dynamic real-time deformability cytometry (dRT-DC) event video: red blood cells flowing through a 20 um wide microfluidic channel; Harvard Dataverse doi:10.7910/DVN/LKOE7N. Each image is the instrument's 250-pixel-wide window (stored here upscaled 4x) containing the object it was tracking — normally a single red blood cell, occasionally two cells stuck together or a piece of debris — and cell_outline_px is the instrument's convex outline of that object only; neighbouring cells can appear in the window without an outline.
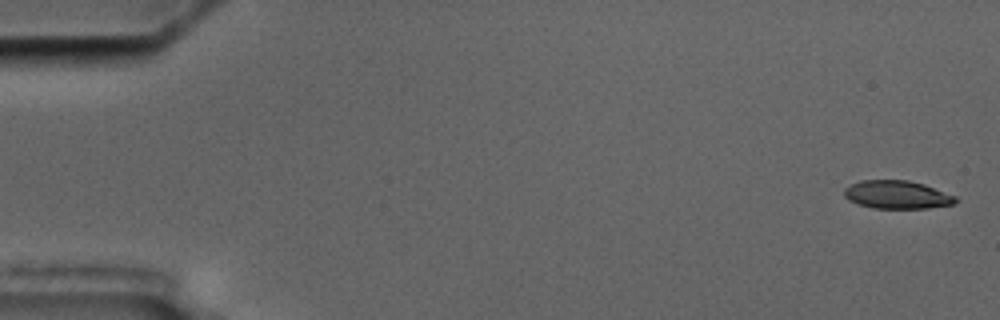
{"species": "common noctule bat (a hibernating species)", "species_latin": "Nyctalus noctula", "temperature_condition": "cold", "stored_images_in_passage": 5, "camera_frame_rate_fps": 3000, "um_per_image_px": 0.085, "animal": {"sex": "male", "body_mass_g": 17.5, "forearm_length_mm": 52.3}, "frame": {"image": 1, "passage_image": 1, "time_ms": 0.0, "image_size_px": [1000, 320], "cell_outline_px": [[960, 200], [952, 204], [928, 208], [876, 208], [860, 204], [848, 200], [844, 196], [844, 188], [860, 180], [908, 180], [924, 184], [956, 196]], "centroid_in_image_um": [76.26, 16.54], "position_along_channel_um": 8.7, "area_um2": 18.21}}
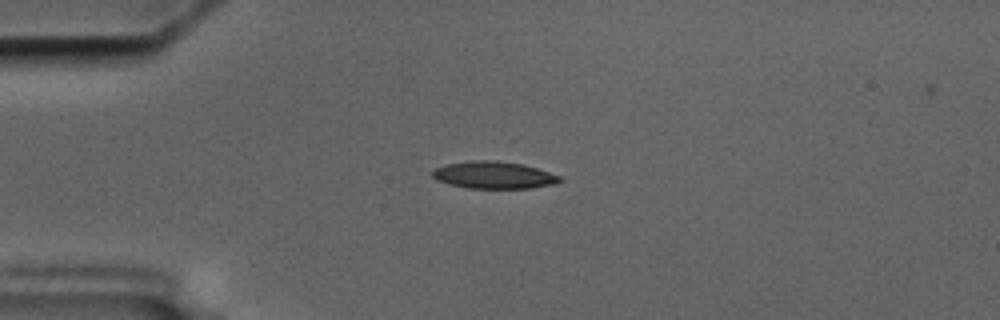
{"frame": {"image": 2, "passage_image": 4, "time_ms": 4.333, "image_size_px": [1000, 320], "cell_outline_px": [[564, 180], [556, 184], [532, 188], [468, 188], [448, 184], [436, 180], [432, 176], [432, 168], [444, 164], [468, 160], [496, 160], [524, 164], [560, 176]], "centroid_in_image_um": [41.94, 14.87], "position_along_channel_um": 43.1, "area_um2": 20.52}}